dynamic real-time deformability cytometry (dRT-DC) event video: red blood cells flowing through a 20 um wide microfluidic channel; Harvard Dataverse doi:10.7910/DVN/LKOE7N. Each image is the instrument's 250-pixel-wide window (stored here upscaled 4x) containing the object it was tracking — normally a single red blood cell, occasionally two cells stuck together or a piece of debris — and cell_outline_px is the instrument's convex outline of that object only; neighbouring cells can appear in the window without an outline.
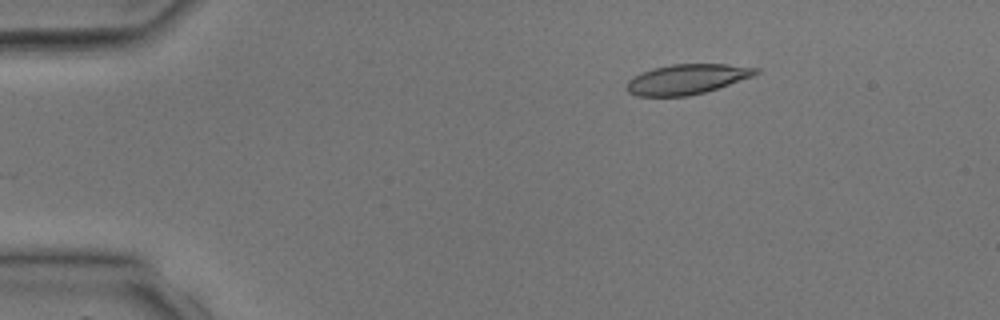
{"species": "common noctule bat (a hibernating species)", "species_latin": "Nyctalus noctula", "temperature_condition": "room temperature", "stored_images_in_passage": 4, "camera_frame_rate_fps": 3000, "um_per_image_px": 0.085, "animal": {"sex": "male", "body_mass_g": 17.9, "forearm_length_mm": 54.2}, "frame": {"image": 1, "passage_image": 2, "time_ms": 1.333, "image_size_px": [1000, 320], "cell_outline_px": [[760, 72], [752, 76], [704, 92], [688, 96], [636, 96], [628, 92], [624, 88], [628, 80], [632, 76], [640, 72], [652, 68], [672, 64], [728, 64], [760, 68]], "centroid_in_image_um": [58.32, 6.72], "position_along_channel_um": 26.7, "area_um2": 22.66}}